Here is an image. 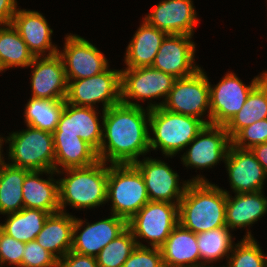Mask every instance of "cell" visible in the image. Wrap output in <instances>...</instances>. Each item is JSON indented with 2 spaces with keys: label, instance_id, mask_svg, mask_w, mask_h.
<instances>
[{
  "label": "cell",
  "instance_id": "6",
  "mask_svg": "<svg viewBox=\"0 0 267 267\" xmlns=\"http://www.w3.org/2000/svg\"><path fill=\"white\" fill-rule=\"evenodd\" d=\"M4 142L9 143L10 165L29 170L54 171L53 133L27 126L25 130L12 132L7 138L2 137Z\"/></svg>",
  "mask_w": 267,
  "mask_h": 267
},
{
  "label": "cell",
  "instance_id": "14",
  "mask_svg": "<svg viewBox=\"0 0 267 267\" xmlns=\"http://www.w3.org/2000/svg\"><path fill=\"white\" fill-rule=\"evenodd\" d=\"M188 150L181 155V161L187 168H212L219 161H225L231 139L224 126L205 125L188 144Z\"/></svg>",
  "mask_w": 267,
  "mask_h": 267
},
{
  "label": "cell",
  "instance_id": "21",
  "mask_svg": "<svg viewBox=\"0 0 267 267\" xmlns=\"http://www.w3.org/2000/svg\"><path fill=\"white\" fill-rule=\"evenodd\" d=\"M11 24L16 28L34 57L52 56L58 53L59 49L52 44L51 40L53 30L45 16L38 11L19 8Z\"/></svg>",
  "mask_w": 267,
  "mask_h": 267
},
{
  "label": "cell",
  "instance_id": "40",
  "mask_svg": "<svg viewBox=\"0 0 267 267\" xmlns=\"http://www.w3.org/2000/svg\"><path fill=\"white\" fill-rule=\"evenodd\" d=\"M58 267H98L96 257L69 251L58 261Z\"/></svg>",
  "mask_w": 267,
  "mask_h": 267
},
{
  "label": "cell",
  "instance_id": "11",
  "mask_svg": "<svg viewBox=\"0 0 267 267\" xmlns=\"http://www.w3.org/2000/svg\"><path fill=\"white\" fill-rule=\"evenodd\" d=\"M142 174L149 201H160L179 204L190 182H207L202 175L179 183V175L164 161L144 157L133 163Z\"/></svg>",
  "mask_w": 267,
  "mask_h": 267
},
{
  "label": "cell",
  "instance_id": "34",
  "mask_svg": "<svg viewBox=\"0 0 267 267\" xmlns=\"http://www.w3.org/2000/svg\"><path fill=\"white\" fill-rule=\"evenodd\" d=\"M136 247L133 233L127 227L96 256L98 267H122Z\"/></svg>",
  "mask_w": 267,
  "mask_h": 267
},
{
  "label": "cell",
  "instance_id": "9",
  "mask_svg": "<svg viewBox=\"0 0 267 267\" xmlns=\"http://www.w3.org/2000/svg\"><path fill=\"white\" fill-rule=\"evenodd\" d=\"M210 83L201 68L191 76L175 79L172 89L161 107L172 113L197 117L209 125ZM206 111L208 120L203 119Z\"/></svg>",
  "mask_w": 267,
  "mask_h": 267
},
{
  "label": "cell",
  "instance_id": "1",
  "mask_svg": "<svg viewBox=\"0 0 267 267\" xmlns=\"http://www.w3.org/2000/svg\"><path fill=\"white\" fill-rule=\"evenodd\" d=\"M150 110L122 102L102 110L103 137L99 160L110 164L134 163L150 151Z\"/></svg>",
  "mask_w": 267,
  "mask_h": 267
},
{
  "label": "cell",
  "instance_id": "38",
  "mask_svg": "<svg viewBox=\"0 0 267 267\" xmlns=\"http://www.w3.org/2000/svg\"><path fill=\"white\" fill-rule=\"evenodd\" d=\"M24 248L25 242L8 236L0 229V267H3L4 264L19 267L22 262Z\"/></svg>",
  "mask_w": 267,
  "mask_h": 267
},
{
  "label": "cell",
  "instance_id": "39",
  "mask_svg": "<svg viewBox=\"0 0 267 267\" xmlns=\"http://www.w3.org/2000/svg\"><path fill=\"white\" fill-rule=\"evenodd\" d=\"M163 265L160 248L137 246L122 267H162Z\"/></svg>",
  "mask_w": 267,
  "mask_h": 267
},
{
  "label": "cell",
  "instance_id": "13",
  "mask_svg": "<svg viewBox=\"0 0 267 267\" xmlns=\"http://www.w3.org/2000/svg\"><path fill=\"white\" fill-rule=\"evenodd\" d=\"M64 65L67 80L100 74L109 67L107 58L88 40L75 34L65 36L63 50L57 53Z\"/></svg>",
  "mask_w": 267,
  "mask_h": 267
},
{
  "label": "cell",
  "instance_id": "8",
  "mask_svg": "<svg viewBox=\"0 0 267 267\" xmlns=\"http://www.w3.org/2000/svg\"><path fill=\"white\" fill-rule=\"evenodd\" d=\"M178 223V204L149 201L127 221V227L137 246L146 247L138 239L143 238L149 246L160 248Z\"/></svg>",
  "mask_w": 267,
  "mask_h": 267
},
{
  "label": "cell",
  "instance_id": "2",
  "mask_svg": "<svg viewBox=\"0 0 267 267\" xmlns=\"http://www.w3.org/2000/svg\"><path fill=\"white\" fill-rule=\"evenodd\" d=\"M227 193L207 182H190L178 204L179 224L198 234L226 226Z\"/></svg>",
  "mask_w": 267,
  "mask_h": 267
},
{
  "label": "cell",
  "instance_id": "20",
  "mask_svg": "<svg viewBox=\"0 0 267 267\" xmlns=\"http://www.w3.org/2000/svg\"><path fill=\"white\" fill-rule=\"evenodd\" d=\"M97 107L75 106L65 102L58 125L53 134L78 136L90 144L97 152L103 137Z\"/></svg>",
  "mask_w": 267,
  "mask_h": 267
},
{
  "label": "cell",
  "instance_id": "36",
  "mask_svg": "<svg viewBox=\"0 0 267 267\" xmlns=\"http://www.w3.org/2000/svg\"><path fill=\"white\" fill-rule=\"evenodd\" d=\"M262 143H267V119L241 129L231 139V144L241 149H251Z\"/></svg>",
  "mask_w": 267,
  "mask_h": 267
},
{
  "label": "cell",
  "instance_id": "46",
  "mask_svg": "<svg viewBox=\"0 0 267 267\" xmlns=\"http://www.w3.org/2000/svg\"><path fill=\"white\" fill-rule=\"evenodd\" d=\"M0 176H1V159H0Z\"/></svg>",
  "mask_w": 267,
  "mask_h": 267
},
{
  "label": "cell",
  "instance_id": "27",
  "mask_svg": "<svg viewBox=\"0 0 267 267\" xmlns=\"http://www.w3.org/2000/svg\"><path fill=\"white\" fill-rule=\"evenodd\" d=\"M55 161L54 171L87 167L99 161L97 151L78 136L53 134ZM62 169H59L58 167Z\"/></svg>",
  "mask_w": 267,
  "mask_h": 267
},
{
  "label": "cell",
  "instance_id": "5",
  "mask_svg": "<svg viewBox=\"0 0 267 267\" xmlns=\"http://www.w3.org/2000/svg\"><path fill=\"white\" fill-rule=\"evenodd\" d=\"M107 199L111 214L130 220L149 202L145 181L133 163L109 164Z\"/></svg>",
  "mask_w": 267,
  "mask_h": 267
},
{
  "label": "cell",
  "instance_id": "35",
  "mask_svg": "<svg viewBox=\"0 0 267 267\" xmlns=\"http://www.w3.org/2000/svg\"><path fill=\"white\" fill-rule=\"evenodd\" d=\"M243 239L234 244L226 267H267V254L249 230Z\"/></svg>",
  "mask_w": 267,
  "mask_h": 267
},
{
  "label": "cell",
  "instance_id": "37",
  "mask_svg": "<svg viewBox=\"0 0 267 267\" xmlns=\"http://www.w3.org/2000/svg\"><path fill=\"white\" fill-rule=\"evenodd\" d=\"M19 267H58V260L36 240L25 243Z\"/></svg>",
  "mask_w": 267,
  "mask_h": 267
},
{
  "label": "cell",
  "instance_id": "12",
  "mask_svg": "<svg viewBox=\"0 0 267 267\" xmlns=\"http://www.w3.org/2000/svg\"><path fill=\"white\" fill-rule=\"evenodd\" d=\"M261 82L260 75L245 85L234 72L224 75L216 84H210V124L225 126L240 111L250 92Z\"/></svg>",
  "mask_w": 267,
  "mask_h": 267
},
{
  "label": "cell",
  "instance_id": "16",
  "mask_svg": "<svg viewBox=\"0 0 267 267\" xmlns=\"http://www.w3.org/2000/svg\"><path fill=\"white\" fill-rule=\"evenodd\" d=\"M85 223L86 225L82 228ZM126 228L127 221L114 214L91 224L75 217L71 251L96 257L109 242Z\"/></svg>",
  "mask_w": 267,
  "mask_h": 267
},
{
  "label": "cell",
  "instance_id": "10",
  "mask_svg": "<svg viewBox=\"0 0 267 267\" xmlns=\"http://www.w3.org/2000/svg\"><path fill=\"white\" fill-rule=\"evenodd\" d=\"M121 70L109 69L92 77L68 80L66 103L95 107L102 102L103 110L121 102Z\"/></svg>",
  "mask_w": 267,
  "mask_h": 267
},
{
  "label": "cell",
  "instance_id": "7",
  "mask_svg": "<svg viewBox=\"0 0 267 267\" xmlns=\"http://www.w3.org/2000/svg\"><path fill=\"white\" fill-rule=\"evenodd\" d=\"M175 77L152 67L126 68L121 70V102L132 106H141L133 100L143 102L146 99L163 98L160 103H151L147 109L161 107L175 81ZM132 99V101H130Z\"/></svg>",
  "mask_w": 267,
  "mask_h": 267
},
{
  "label": "cell",
  "instance_id": "44",
  "mask_svg": "<svg viewBox=\"0 0 267 267\" xmlns=\"http://www.w3.org/2000/svg\"><path fill=\"white\" fill-rule=\"evenodd\" d=\"M3 143H2V137H0V159L3 157V154H2V145Z\"/></svg>",
  "mask_w": 267,
  "mask_h": 267
},
{
  "label": "cell",
  "instance_id": "3",
  "mask_svg": "<svg viewBox=\"0 0 267 267\" xmlns=\"http://www.w3.org/2000/svg\"><path fill=\"white\" fill-rule=\"evenodd\" d=\"M108 163L99 160L87 167L59 170L57 174H67L59 181L60 211L67 205L78 209H91L107 203ZM64 171V172H63Z\"/></svg>",
  "mask_w": 267,
  "mask_h": 267
},
{
  "label": "cell",
  "instance_id": "22",
  "mask_svg": "<svg viewBox=\"0 0 267 267\" xmlns=\"http://www.w3.org/2000/svg\"><path fill=\"white\" fill-rule=\"evenodd\" d=\"M44 173L51 176L47 180L40 178ZM53 174L56 175V171L31 170L25 176L22 185L24 208L41 209L49 214L60 211L59 181L54 179Z\"/></svg>",
  "mask_w": 267,
  "mask_h": 267
},
{
  "label": "cell",
  "instance_id": "17",
  "mask_svg": "<svg viewBox=\"0 0 267 267\" xmlns=\"http://www.w3.org/2000/svg\"><path fill=\"white\" fill-rule=\"evenodd\" d=\"M224 163L235 194L263 190L267 174L250 149H241L231 144Z\"/></svg>",
  "mask_w": 267,
  "mask_h": 267
},
{
  "label": "cell",
  "instance_id": "28",
  "mask_svg": "<svg viewBox=\"0 0 267 267\" xmlns=\"http://www.w3.org/2000/svg\"><path fill=\"white\" fill-rule=\"evenodd\" d=\"M31 170L15 167L1 158L0 214L15 213L24 208L22 185Z\"/></svg>",
  "mask_w": 267,
  "mask_h": 267
},
{
  "label": "cell",
  "instance_id": "26",
  "mask_svg": "<svg viewBox=\"0 0 267 267\" xmlns=\"http://www.w3.org/2000/svg\"><path fill=\"white\" fill-rule=\"evenodd\" d=\"M74 222L68 212L50 214L35 240L59 261L71 251Z\"/></svg>",
  "mask_w": 267,
  "mask_h": 267
},
{
  "label": "cell",
  "instance_id": "32",
  "mask_svg": "<svg viewBox=\"0 0 267 267\" xmlns=\"http://www.w3.org/2000/svg\"><path fill=\"white\" fill-rule=\"evenodd\" d=\"M65 102V100L31 97L24 109L26 126L53 133L64 110Z\"/></svg>",
  "mask_w": 267,
  "mask_h": 267
},
{
  "label": "cell",
  "instance_id": "43",
  "mask_svg": "<svg viewBox=\"0 0 267 267\" xmlns=\"http://www.w3.org/2000/svg\"><path fill=\"white\" fill-rule=\"evenodd\" d=\"M261 83L267 88V71L260 73Z\"/></svg>",
  "mask_w": 267,
  "mask_h": 267
},
{
  "label": "cell",
  "instance_id": "45",
  "mask_svg": "<svg viewBox=\"0 0 267 267\" xmlns=\"http://www.w3.org/2000/svg\"><path fill=\"white\" fill-rule=\"evenodd\" d=\"M197 267H214V266H209V264L208 265H206V264H200L199 266H197ZM221 267V266H220ZM222 267H226V266H222Z\"/></svg>",
  "mask_w": 267,
  "mask_h": 267
},
{
  "label": "cell",
  "instance_id": "31",
  "mask_svg": "<svg viewBox=\"0 0 267 267\" xmlns=\"http://www.w3.org/2000/svg\"><path fill=\"white\" fill-rule=\"evenodd\" d=\"M267 119V88L260 82L249 94L245 104L224 126L230 139L241 129Z\"/></svg>",
  "mask_w": 267,
  "mask_h": 267
},
{
  "label": "cell",
  "instance_id": "4",
  "mask_svg": "<svg viewBox=\"0 0 267 267\" xmlns=\"http://www.w3.org/2000/svg\"><path fill=\"white\" fill-rule=\"evenodd\" d=\"M206 124L197 117L172 113L162 107L150 110V150L160 149L165 157L176 156L197 136Z\"/></svg>",
  "mask_w": 267,
  "mask_h": 267
},
{
  "label": "cell",
  "instance_id": "33",
  "mask_svg": "<svg viewBox=\"0 0 267 267\" xmlns=\"http://www.w3.org/2000/svg\"><path fill=\"white\" fill-rule=\"evenodd\" d=\"M232 234L227 226L197 234L200 264H210L229 257L234 246Z\"/></svg>",
  "mask_w": 267,
  "mask_h": 267
},
{
  "label": "cell",
  "instance_id": "41",
  "mask_svg": "<svg viewBox=\"0 0 267 267\" xmlns=\"http://www.w3.org/2000/svg\"><path fill=\"white\" fill-rule=\"evenodd\" d=\"M17 5V0H0V25L12 23Z\"/></svg>",
  "mask_w": 267,
  "mask_h": 267
},
{
  "label": "cell",
  "instance_id": "29",
  "mask_svg": "<svg viewBox=\"0 0 267 267\" xmlns=\"http://www.w3.org/2000/svg\"><path fill=\"white\" fill-rule=\"evenodd\" d=\"M6 215L7 219L5 223H0V229L8 236L27 243L35 240L50 214L41 209L23 208Z\"/></svg>",
  "mask_w": 267,
  "mask_h": 267
},
{
  "label": "cell",
  "instance_id": "15",
  "mask_svg": "<svg viewBox=\"0 0 267 267\" xmlns=\"http://www.w3.org/2000/svg\"><path fill=\"white\" fill-rule=\"evenodd\" d=\"M191 39L190 35L167 34L151 67L176 79L193 75L201 67L195 64L196 43Z\"/></svg>",
  "mask_w": 267,
  "mask_h": 267
},
{
  "label": "cell",
  "instance_id": "18",
  "mask_svg": "<svg viewBox=\"0 0 267 267\" xmlns=\"http://www.w3.org/2000/svg\"><path fill=\"white\" fill-rule=\"evenodd\" d=\"M28 67H33L31 75L32 97L51 100H65L68 80L63 61L58 54L34 57Z\"/></svg>",
  "mask_w": 267,
  "mask_h": 267
},
{
  "label": "cell",
  "instance_id": "30",
  "mask_svg": "<svg viewBox=\"0 0 267 267\" xmlns=\"http://www.w3.org/2000/svg\"><path fill=\"white\" fill-rule=\"evenodd\" d=\"M0 70L28 68L34 56L12 24L0 25Z\"/></svg>",
  "mask_w": 267,
  "mask_h": 267
},
{
  "label": "cell",
  "instance_id": "25",
  "mask_svg": "<svg viewBox=\"0 0 267 267\" xmlns=\"http://www.w3.org/2000/svg\"><path fill=\"white\" fill-rule=\"evenodd\" d=\"M166 35L165 31L142 21L126 48V68L151 67Z\"/></svg>",
  "mask_w": 267,
  "mask_h": 267
},
{
  "label": "cell",
  "instance_id": "24",
  "mask_svg": "<svg viewBox=\"0 0 267 267\" xmlns=\"http://www.w3.org/2000/svg\"><path fill=\"white\" fill-rule=\"evenodd\" d=\"M160 249L165 266L197 267L200 265L197 234L184 228L179 223L174 227Z\"/></svg>",
  "mask_w": 267,
  "mask_h": 267
},
{
  "label": "cell",
  "instance_id": "19",
  "mask_svg": "<svg viewBox=\"0 0 267 267\" xmlns=\"http://www.w3.org/2000/svg\"><path fill=\"white\" fill-rule=\"evenodd\" d=\"M192 0H162L143 20L167 34L193 36L199 20Z\"/></svg>",
  "mask_w": 267,
  "mask_h": 267
},
{
  "label": "cell",
  "instance_id": "42",
  "mask_svg": "<svg viewBox=\"0 0 267 267\" xmlns=\"http://www.w3.org/2000/svg\"><path fill=\"white\" fill-rule=\"evenodd\" d=\"M250 150L254 153L257 161L261 164L267 174V143L256 145Z\"/></svg>",
  "mask_w": 267,
  "mask_h": 267
},
{
  "label": "cell",
  "instance_id": "23",
  "mask_svg": "<svg viewBox=\"0 0 267 267\" xmlns=\"http://www.w3.org/2000/svg\"><path fill=\"white\" fill-rule=\"evenodd\" d=\"M227 193L226 226L231 230L236 228H247L267 213V197H264L263 190L253 193L235 194L230 196Z\"/></svg>",
  "mask_w": 267,
  "mask_h": 267
}]
</instances>
